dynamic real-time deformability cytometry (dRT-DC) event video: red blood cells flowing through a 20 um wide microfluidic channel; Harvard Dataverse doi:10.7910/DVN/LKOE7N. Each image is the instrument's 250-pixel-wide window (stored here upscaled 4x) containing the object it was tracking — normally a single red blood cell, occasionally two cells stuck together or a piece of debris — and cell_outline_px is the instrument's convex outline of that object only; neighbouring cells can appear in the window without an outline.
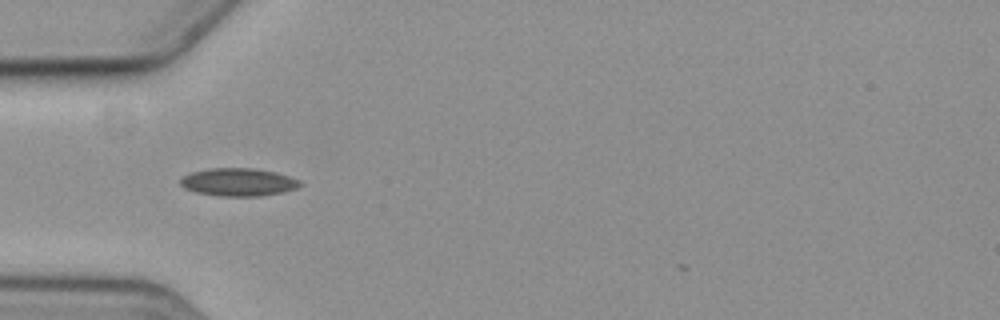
{"species": "common noctule bat (a hibernating species)", "species_latin": "Nyctalus noctula", "temperature_condition": "cold", "stored_images_in_passage": 35, "camera_frame_rate_fps": 3000, "um_per_image_px": 0.085, "animal": {"sex": "female", "body_mass_g": 19.3, "forearm_length_mm": 54.1}, "frame": {"image": 1, "passage_image": 1, "time_ms": 0.0, "image_size_px": [1000, 320], "cell_outline_px": [[300, 184], [296, 188], [284, 192], [260, 196], [220, 196], [196, 192], [184, 188], [180, 184], [180, 180], [184, 176], [192, 172], [208, 168], [256, 168], [276, 172], [300, 180]], "centroid_in_image_um": [20.26, 15.47], "position_along_channel_um": 64.7, "area_um2": 19.42}}
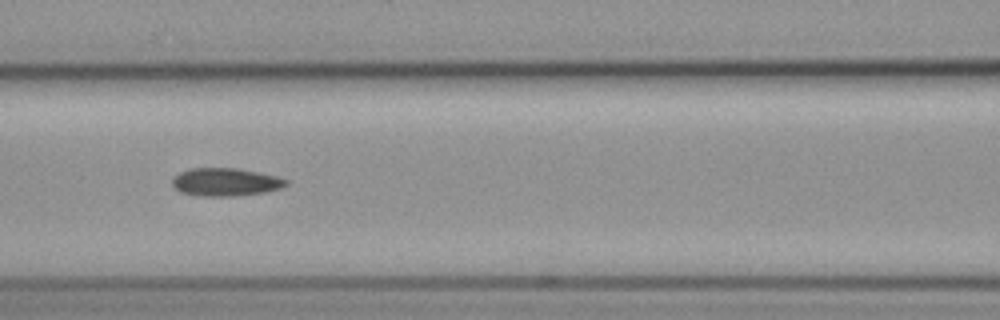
{"frame": {"image": 2, "passage_image": 8, "time_ms": 2.333, "image_size_px": [1000, 320], "cell_outline_px": [[288, 184], [280, 188], [264, 192], [236, 196], [200, 196], [180, 192], [172, 184], [172, 180], [180, 172], [192, 168], [236, 168], [276, 176], [288, 180]], "centroid_in_image_um": [19.17, 15.48], "position_along_channel_um": 147.4, "area_um2": 18.38}}
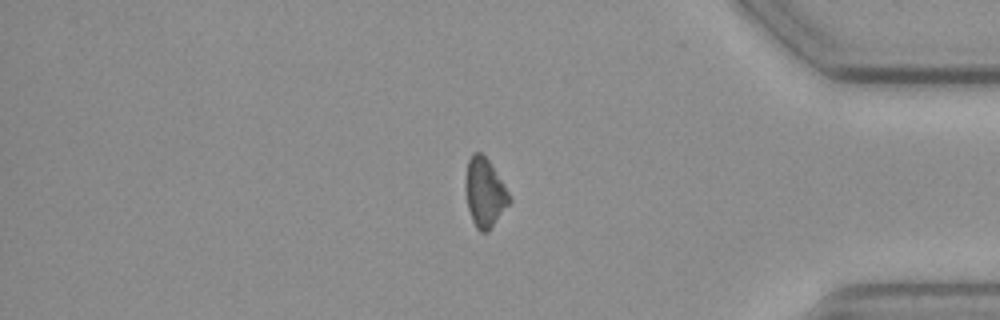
{"frame": {"image": 3, "passage_image": 31, "time_ms": 10.0, "image_size_px": [1000, 320], "cell_outline_px": [[512, 200], [488, 232], [480, 232], [476, 228], [472, 220], [468, 208], [464, 180], [468, 160], [472, 152], [480, 152], [492, 164], [508, 192]], "centroid_in_image_um": [41.18, 16.36], "position_along_channel_um": 394.0, "area_um2": 17.63}}